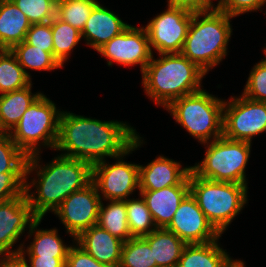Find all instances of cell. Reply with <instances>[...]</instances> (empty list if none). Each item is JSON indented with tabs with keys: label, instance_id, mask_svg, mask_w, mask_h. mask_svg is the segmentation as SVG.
Here are the masks:
<instances>
[{
	"label": "cell",
	"instance_id": "obj_1",
	"mask_svg": "<svg viewBox=\"0 0 266 267\" xmlns=\"http://www.w3.org/2000/svg\"><path fill=\"white\" fill-rule=\"evenodd\" d=\"M138 136L126 122L101 121L62 110L55 150L92 166L106 157L122 155Z\"/></svg>",
	"mask_w": 266,
	"mask_h": 267
},
{
	"label": "cell",
	"instance_id": "obj_2",
	"mask_svg": "<svg viewBox=\"0 0 266 267\" xmlns=\"http://www.w3.org/2000/svg\"><path fill=\"white\" fill-rule=\"evenodd\" d=\"M40 154L28 157L25 171V195L38 219L54 212L73 192L83 189L92 180V166L80 159L58 155L49 164H39ZM36 171L31 182L28 177ZM29 182V183H28ZM36 188L35 192H30Z\"/></svg>",
	"mask_w": 266,
	"mask_h": 267
},
{
	"label": "cell",
	"instance_id": "obj_3",
	"mask_svg": "<svg viewBox=\"0 0 266 267\" xmlns=\"http://www.w3.org/2000/svg\"><path fill=\"white\" fill-rule=\"evenodd\" d=\"M153 55L142 73L144 91L157 106L167 108L174 100L202 90L207 74L181 53Z\"/></svg>",
	"mask_w": 266,
	"mask_h": 267
},
{
	"label": "cell",
	"instance_id": "obj_4",
	"mask_svg": "<svg viewBox=\"0 0 266 267\" xmlns=\"http://www.w3.org/2000/svg\"><path fill=\"white\" fill-rule=\"evenodd\" d=\"M234 17L217 9L192 13L189 30L181 54L206 73L220 64L227 55Z\"/></svg>",
	"mask_w": 266,
	"mask_h": 267
},
{
	"label": "cell",
	"instance_id": "obj_5",
	"mask_svg": "<svg viewBox=\"0 0 266 267\" xmlns=\"http://www.w3.org/2000/svg\"><path fill=\"white\" fill-rule=\"evenodd\" d=\"M190 193L208 221L222 235L248 203V186L204 179L189 173Z\"/></svg>",
	"mask_w": 266,
	"mask_h": 267
},
{
	"label": "cell",
	"instance_id": "obj_6",
	"mask_svg": "<svg viewBox=\"0 0 266 267\" xmlns=\"http://www.w3.org/2000/svg\"><path fill=\"white\" fill-rule=\"evenodd\" d=\"M224 101L202 89L177 98L165 110L203 144L223 135Z\"/></svg>",
	"mask_w": 266,
	"mask_h": 267
},
{
	"label": "cell",
	"instance_id": "obj_7",
	"mask_svg": "<svg viewBox=\"0 0 266 267\" xmlns=\"http://www.w3.org/2000/svg\"><path fill=\"white\" fill-rule=\"evenodd\" d=\"M61 112L56 104L42 93L10 132L13 142L28 157L41 154V146L54 150L59 134Z\"/></svg>",
	"mask_w": 266,
	"mask_h": 267
},
{
	"label": "cell",
	"instance_id": "obj_8",
	"mask_svg": "<svg viewBox=\"0 0 266 267\" xmlns=\"http://www.w3.org/2000/svg\"><path fill=\"white\" fill-rule=\"evenodd\" d=\"M251 143L231 140L223 135L203 143L207 145L205 157L200 163L191 166V171L204 179L247 185L245 169L250 157Z\"/></svg>",
	"mask_w": 266,
	"mask_h": 267
},
{
	"label": "cell",
	"instance_id": "obj_9",
	"mask_svg": "<svg viewBox=\"0 0 266 267\" xmlns=\"http://www.w3.org/2000/svg\"><path fill=\"white\" fill-rule=\"evenodd\" d=\"M143 142L138 136L125 153L115 158L117 161L113 164L104 160L92 165L91 181L103 197L101 199L125 201L132 192L139 190V164L127 163L123 158L140 148Z\"/></svg>",
	"mask_w": 266,
	"mask_h": 267
},
{
	"label": "cell",
	"instance_id": "obj_10",
	"mask_svg": "<svg viewBox=\"0 0 266 267\" xmlns=\"http://www.w3.org/2000/svg\"><path fill=\"white\" fill-rule=\"evenodd\" d=\"M266 132V102L240 95L230 97L223 107V136L251 142L253 136Z\"/></svg>",
	"mask_w": 266,
	"mask_h": 267
},
{
	"label": "cell",
	"instance_id": "obj_11",
	"mask_svg": "<svg viewBox=\"0 0 266 267\" xmlns=\"http://www.w3.org/2000/svg\"><path fill=\"white\" fill-rule=\"evenodd\" d=\"M191 19L192 13L167 5L145 26L151 52L153 48L158 54L181 53Z\"/></svg>",
	"mask_w": 266,
	"mask_h": 267
},
{
	"label": "cell",
	"instance_id": "obj_12",
	"mask_svg": "<svg viewBox=\"0 0 266 267\" xmlns=\"http://www.w3.org/2000/svg\"><path fill=\"white\" fill-rule=\"evenodd\" d=\"M102 199L91 181L83 189L71 193L54 211L73 240L88 228L97 225Z\"/></svg>",
	"mask_w": 266,
	"mask_h": 267
},
{
	"label": "cell",
	"instance_id": "obj_13",
	"mask_svg": "<svg viewBox=\"0 0 266 267\" xmlns=\"http://www.w3.org/2000/svg\"><path fill=\"white\" fill-rule=\"evenodd\" d=\"M97 52L108 59V66H112L113 62L124 65V67L138 64L141 73L153 55L146 29L133 25H129L124 31L100 47Z\"/></svg>",
	"mask_w": 266,
	"mask_h": 267
},
{
	"label": "cell",
	"instance_id": "obj_14",
	"mask_svg": "<svg viewBox=\"0 0 266 267\" xmlns=\"http://www.w3.org/2000/svg\"><path fill=\"white\" fill-rule=\"evenodd\" d=\"M166 229L175 233L186 244L208 243L221 237L191 193L180 203Z\"/></svg>",
	"mask_w": 266,
	"mask_h": 267
},
{
	"label": "cell",
	"instance_id": "obj_15",
	"mask_svg": "<svg viewBox=\"0 0 266 267\" xmlns=\"http://www.w3.org/2000/svg\"><path fill=\"white\" fill-rule=\"evenodd\" d=\"M37 219L25 193L0 203V256L18 255L24 245L14 250L12 247Z\"/></svg>",
	"mask_w": 266,
	"mask_h": 267
},
{
	"label": "cell",
	"instance_id": "obj_16",
	"mask_svg": "<svg viewBox=\"0 0 266 267\" xmlns=\"http://www.w3.org/2000/svg\"><path fill=\"white\" fill-rule=\"evenodd\" d=\"M191 166L158 156L146 166L139 165V191H155L175 185H189Z\"/></svg>",
	"mask_w": 266,
	"mask_h": 267
},
{
	"label": "cell",
	"instance_id": "obj_17",
	"mask_svg": "<svg viewBox=\"0 0 266 267\" xmlns=\"http://www.w3.org/2000/svg\"><path fill=\"white\" fill-rule=\"evenodd\" d=\"M75 242L98 262L119 267L124 241L98 225L83 231Z\"/></svg>",
	"mask_w": 266,
	"mask_h": 267
},
{
	"label": "cell",
	"instance_id": "obj_18",
	"mask_svg": "<svg viewBox=\"0 0 266 267\" xmlns=\"http://www.w3.org/2000/svg\"><path fill=\"white\" fill-rule=\"evenodd\" d=\"M190 193V185H175L155 191H139L157 228H166L183 199Z\"/></svg>",
	"mask_w": 266,
	"mask_h": 267
},
{
	"label": "cell",
	"instance_id": "obj_19",
	"mask_svg": "<svg viewBox=\"0 0 266 267\" xmlns=\"http://www.w3.org/2000/svg\"><path fill=\"white\" fill-rule=\"evenodd\" d=\"M128 26L129 24L123 22L113 11L98 3L86 21L81 36L89 47L97 51Z\"/></svg>",
	"mask_w": 266,
	"mask_h": 267
},
{
	"label": "cell",
	"instance_id": "obj_20",
	"mask_svg": "<svg viewBox=\"0 0 266 267\" xmlns=\"http://www.w3.org/2000/svg\"><path fill=\"white\" fill-rule=\"evenodd\" d=\"M26 15L12 0H0V49L11 50L25 41L31 27Z\"/></svg>",
	"mask_w": 266,
	"mask_h": 267
},
{
	"label": "cell",
	"instance_id": "obj_21",
	"mask_svg": "<svg viewBox=\"0 0 266 267\" xmlns=\"http://www.w3.org/2000/svg\"><path fill=\"white\" fill-rule=\"evenodd\" d=\"M42 219H37L29 228L28 238L34 235L31 244L22 247L19 252V256H41V257H67L70 249V245L64 244L61 237L58 235V229H38Z\"/></svg>",
	"mask_w": 266,
	"mask_h": 267
},
{
	"label": "cell",
	"instance_id": "obj_22",
	"mask_svg": "<svg viewBox=\"0 0 266 267\" xmlns=\"http://www.w3.org/2000/svg\"><path fill=\"white\" fill-rule=\"evenodd\" d=\"M144 238L153 251V261L158 267H177L187 244L175 233L166 228H156Z\"/></svg>",
	"mask_w": 266,
	"mask_h": 267
},
{
	"label": "cell",
	"instance_id": "obj_23",
	"mask_svg": "<svg viewBox=\"0 0 266 267\" xmlns=\"http://www.w3.org/2000/svg\"><path fill=\"white\" fill-rule=\"evenodd\" d=\"M32 85L0 95V124L5 132L10 133L15 128L25 111L42 94H33Z\"/></svg>",
	"mask_w": 266,
	"mask_h": 267
},
{
	"label": "cell",
	"instance_id": "obj_24",
	"mask_svg": "<svg viewBox=\"0 0 266 267\" xmlns=\"http://www.w3.org/2000/svg\"><path fill=\"white\" fill-rule=\"evenodd\" d=\"M218 240L202 244H187L177 267H221L230 256Z\"/></svg>",
	"mask_w": 266,
	"mask_h": 267
},
{
	"label": "cell",
	"instance_id": "obj_25",
	"mask_svg": "<svg viewBox=\"0 0 266 267\" xmlns=\"http://www.w3.org/2000/svg\"><path fill=\"white\" fill-rule=\"evenodd\" d=\"M97 225L124 242L132 238L125 201L109 200L107 206L101 202Z\"/></svg>",
	"mask_w": 266,
	"mask_h": 267
},
{
	"label": "cell",
	"instance_id": "obj_26",
	"mask_svg": "<svg viewBox=\"0 0 266 267\" xmlns=\"http://www.w3.org/2000/svg\"><path fill=\"white\" fill-rule=\"evenodd\" d=\"M11 52L30 79H32L31 75L26 68L35 71H51L63 67L51 53L27 44L25 41L15 45Z\"/></svg>",
	"mask_w": 266,
	"mask_h": 267
},
{
	"label": "cell",
	"instance_id": "obj_27",
	"mask_svg": "<svg viewBox=\"0 0 266 267\" xmlns=\"http://www.w3.org/2000/svg\"><path fill=\"white\" fill-rule=\"evenodd\" d=\"M31 79L26 75L11 50L0 51V95L29 86Z\"/></svg>",
	"mask_w": 266,
	"mask_h": 267
},
{
	"label": "cell",
	"instance_id": "obj_28",
	"mask_svg": "<svg viewBox=\"0 0 266 267\" xmlns=\"http://www.w3.org/2000/svg\"><path fill=\"white\" fill-rule=\"evenodd\" d=\"M53 56L63 66L71 51L81 41V31L55 16L51 20Z\"/></svg>",
	"mask_w": 266,
	"mask_h": 267
},
{
	"label": "cell",
	"instance_id": "obj_29",
	"mask_svg": "<svg viewBox=\"0 0 266 267\" xmlns=\"http://www.w3.org/2000/svg\"><path fill=\"white\" fill-rule=\"evenodd\" d=\"M119 267H158L144 237H132L123 243Z\"/></svg>",
	"mask_w": 266,
	"mask_h": 267
},
{
	"label": "cell",
	"instance_id": "obj_30",
	"mask_svg": "<svg viewBox=\"0 0 266 267\" xmlns=\"http://www.w3.org/2000/svg\"><path fill=\"white\" fill-rule=\"evenodd\" d=\"M98 3L97 0H57L56 16L82 32Z\"/></svg>",
	"mask_w": 266,
	"mask_h": 267
},
{
	"label": "cell",
	"instance_id": "obj_31",
	"mask_svg": "<svg viewBox=\"0 0 266 267\" xmlns=\"http://www.w3.org/2000/svg\"><path fill=\"white\" fill-rule=\"evenodd\" d=\"M125 203L132 237H144L157 228L142 196L140 199L128 198Z\"/></svg>",
	"mask_w": 266,
	"mask_h": 267
},
{
	"label": "cell",
	"instance_id": "obj_32",
	"mask_svg": "<svg viewBox=\"0 0 266 267\" xmlns=\"http://www.w3.org/2000/svg\"><path fill=\"white\" fill-rule=\"evenodd\" d=\"M28 156L13 142L10 133L0 135V173L25 172Z\"/></svg>",
	"mask_w": 266,
	"mask_h": 267
},
{
	"label": "cell",
	"instance_id": "obj_33",
	"mask_svg": "<svg viewBox=\"0 0 266 267\" xmlns=\"http://www.w3.org/2000/svg\"><path fill=\"white\" fill-rule=\"evenodd\" d=\"M31 24L50 22L56 16L57 0H12Z\"/></svg>",
	"mask_w": 266,
	"mask_h": 267
},
{
	"label": "cell",
	"instance_id": "obj_34",
	"mask_svg": "<svg viewBox=\"0 0 266 267\" xmlns=\"http://www.w3.org/2000/svg\"><path fill=\"white\" fill-rule=\"evenodd\" d=\"M242 95L255 101L266 102V61L264 59L253 66Z\"/></svg>",
	"mask_w": 266,
	"mask_h": 267
},
{
	"label": "cell",
	"instance_id": "obj_35",
	"mask_svg": "<svg viewBox=\"0 0 266 267\" xmlns=\"http://www.w3.org/2000/svg\"><path fill=\"white\" fill-rule=\"evenodd\" d=\"M24 185L25 172L0 173V203L23 195Z\"/></svg>",
	"mask_w": 266,
	"mask_h": 267
},
{
	"label": "cell",
	"instance_id": "obj_36",
	"mask_svg": "<svg viewBox=\"0 0 266 267\" xmlns=\"http://www.w3.org/2000/svg\"><path fill=\"white\" fill-rule=\"evenodd\" d=\"M25 42L53 55L51 21L43 24H32L26 33Z\"/></svg>",
	"mask_w": 266,
	"mask_h": 267
},
{
	"label": "cell",
	"instance_id": "obj_37",
	"mask_svg": "<svg viewBox=\"0 0 266 267\" xmlns=\"http://www.w3.org/2000/svg\"><path fill=\"white\" fill-rule=\"evenodd\" d=\"M265 4L266 0H221L215 6L217 10L237 17L246 12H257Z\"/></svg>",
	"mask_w": 266,
	"mask_h": 267
},
{
	"label": "cell",
	"instance_id": "obj_38",
	"mask_svg": "<svg viewBox=\"0 0 266 267\" xmlns=\"http://www.w3.org/2000/svg\"><path fill=\"white\" fill-rule=\"evenodd\" d=\"M73 242L76 245H71L66 258L65 267H112L110 265L98 262L75 241Z\"/></svg>",
	"mask_w": 266,
	"mask_h": 267
},
{
	"label": "cell",
	"instance_id": "obj_39",
	"mask_svg": "<svg viewBox=\"0 0 266 267\" xmlns=\"http://www.w3.org/2000/svg\"><path fill=\"white\" fill-rule=\"evenodd\" d=\"M170 6L186 10L190 13H204L216 9L211 0H168Z\"/></svg>",
	"mask_w": 266,
	"mask_h": 267
},
{
	"label": "cell",
	"instance_id": "obj_40",
	"mask_svg": "<svg viewBox=\"0 0 266 267\" xmlns=\"http://www.w3.org/2000/svg\"><path fill=\"white\" fill-rule=\"evenodd\" d=\"M27 264V267H65L67 257H41L28 256L29 263H27L26 256H20ZM29 264V265H28Z\"/></svg>",
	"mask_w": 266,
	"mask_h": 267
},
{
	"label": "cell",
	"instance_id": "obj_41",
	"mask_svg": "<svg viewBox=\"0 0 266 267\" xmlns=\"http://www.w3.org/2000/svg\"><path fill=\"white\" fill-rule=\"evenodd\" d=\"M0 267H27L26 262L19 256L0 257Z\"/></svg>",
	"mask_w": 266,
	"mask_h": 267
},
{
	"label": "cell",
	"instance_id": "obj_42",
	"mask_svg": "<svg viewBox=\"0 0 266 267\" xmlns=\"http://www.w3.org/2000/svg\"><path fill=\"white\" fill-rule=\"evenodd\" d=\"M221 267H245V263L241 260H234L229 256Z\"/></svg>",
	"mask_w": 266,
	"mask_h": 267
},
{
	"label": "cell",
	"instance_id": "obj_43",
	"mask_svg": "<svg viewBox=\"0 0 266 267\" xmlns=\"http://www.w3.org/2000/svg\"><path fill=\"white\" fill-rule=\"evenodd\" d=\"M6 132L4 131V129L2 128L1 124H0V135L1 134H5Z\"/></svg>",
	"mask_w": 266,
	"mask_h": 267
},
{
	"label": "cell",
	"instance_id": "obj_44",
	"mask_svg": "<svg viewBox=\"0 0 266 267\" xmlns=\"http://www.w3.org/2000/svg\"><path fill=\"white\" fill-rule=\"evenodd\" d=\"M264 54L266 55V47L264 48ZM264 60L266 61V58Z\"/></svg>",
	"mask_w": 266,
	"mask_h": 267
}]
</instances>
